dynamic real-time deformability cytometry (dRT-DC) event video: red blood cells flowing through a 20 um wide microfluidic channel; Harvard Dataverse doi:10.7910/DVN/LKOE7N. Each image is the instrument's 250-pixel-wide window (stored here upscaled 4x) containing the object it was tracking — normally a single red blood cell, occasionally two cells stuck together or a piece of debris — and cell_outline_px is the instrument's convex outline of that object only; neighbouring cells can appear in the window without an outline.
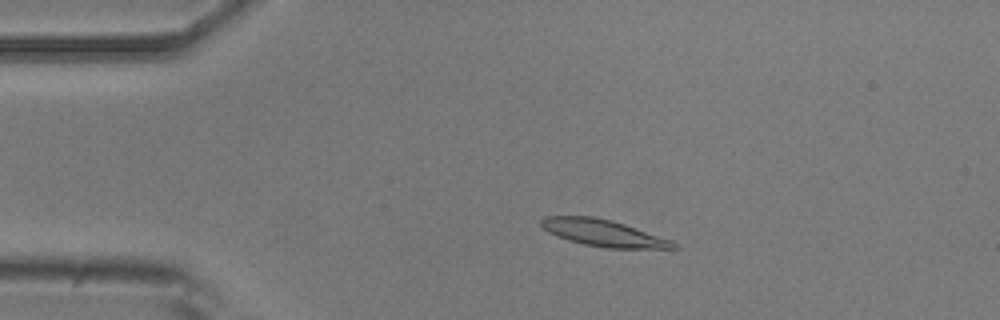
{"species": "common noctule bat (a hibernating species)", "species_latin": "Nyctalus noctula", "temperature_condition": "room temperature", "stored_images_in_passage": 55, "camera_frame_rate_fps": 3000, "um_per_image_px": 0.085, "animal": {"sex": "male", "body_mass_g": 20.5, "forearm_length_mm": 52.5}, "frame": {"image": 1, "passage_image": 11, "time_ms": 3.333, "image_size_px": [1000, 320], "cell_outline_px": [[680, 248], [608, 248], [584, 244], [568, 240], [556, 236], [548, 232], [540, 224], [540, 220], [544, 216], [596, 216], [612, 220], [672, 240]], "centroid_in_image_um": [51.25, 19.79], "position_along_channel_um": 33.7, "area_um2": 20.52}}
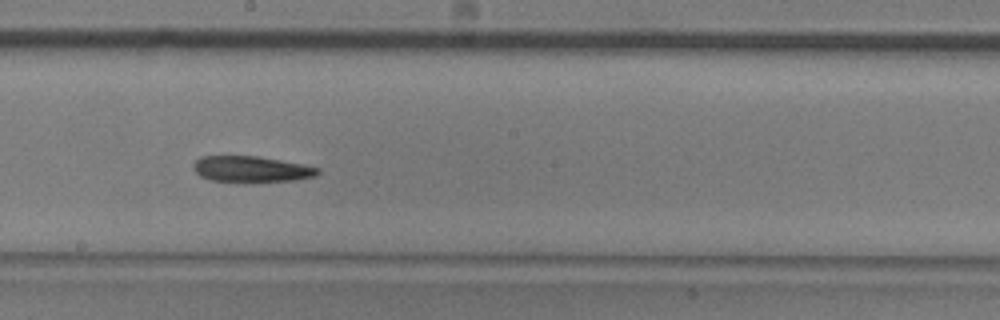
{"frame": {"image": 2, "passage_image": 30, "time_ms": 9.667, "image_size_px": [1000, 320], "cell_outline_px": [[320, 172], [316, 176], [296, 180], [256, 184], [244, 184], [208, 180], [200, 176], [192, 168], [192, 164], [200, 156], [256, 156], [304, 164], [320, 168]], "centroid_in_image_um": [21.36, 14.42], "position_along_channel_um": 226.8, "area_um2": 19.83}}
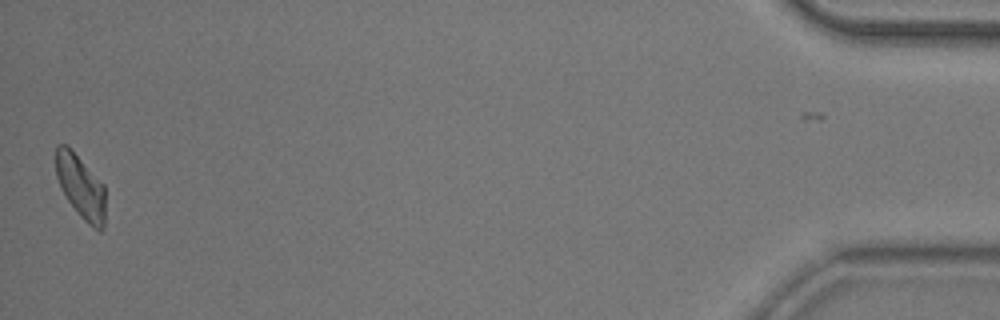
{"frame": {"image": 3, "passage_image": 54, "time_ms": 17.667, "image_size_px": [1000, 320], "cell_outline_px": [[104, 228], [100, 232], [92, 228], [80, 216], [68, 200], [56, 176], [56, 144], [64, 144], [104, 184]], "centroid_in_image_um": [6.88, 15.93], "position_along_channel_um": 428.3, "area_um2": 17.8}, "authors_computed_cell_mechanics": {"area_um2": 19.7098, "velocity_mm_per_s": 3.69, "shape_relaxation_time_tau1_ms": 9.653, "shape_relaxation_time_tau2_ms": null, "deformation_change_tau1": 0.2, "deformation_change_tau2": null}}